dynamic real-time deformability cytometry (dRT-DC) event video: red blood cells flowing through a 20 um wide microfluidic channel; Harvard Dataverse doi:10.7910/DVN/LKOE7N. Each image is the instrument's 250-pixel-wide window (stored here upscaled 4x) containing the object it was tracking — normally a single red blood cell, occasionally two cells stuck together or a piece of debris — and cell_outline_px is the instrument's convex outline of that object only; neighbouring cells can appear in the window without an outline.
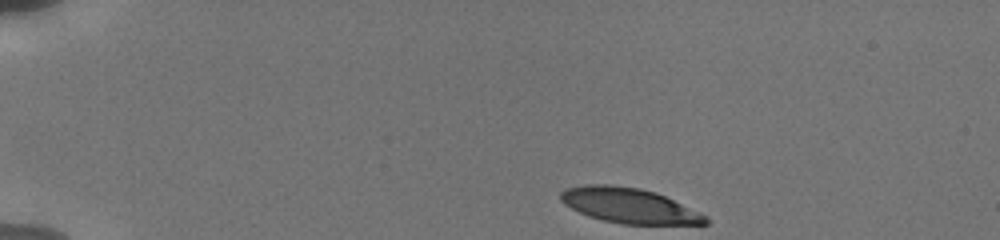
{"species": "human", "species_latin": "Homo sapiens", "temperature_condition": "cold", "stored_images_in_passage": 6, "camera_frame_rate_fps": 3000, "um_per_image_px": 0.085, "donor": {"sex": "male"}, "frame": {"image": 1, "passage_image": 1, "time_ms": 0.0, "image_size_px": [1000, 240], "cell_outline_px": [[708, 224], [624, 224], [604, 220], [588, 216], [564, 204], [560, 200], [560, 192], [564, 188], [584, 184], [612, 184], [640, 188], [656, 192], [708, 216]], "centroid_in_image_um": [53.45, 17.46], "position_along_channel_um": 31.5, "area_um2": 29.65}}
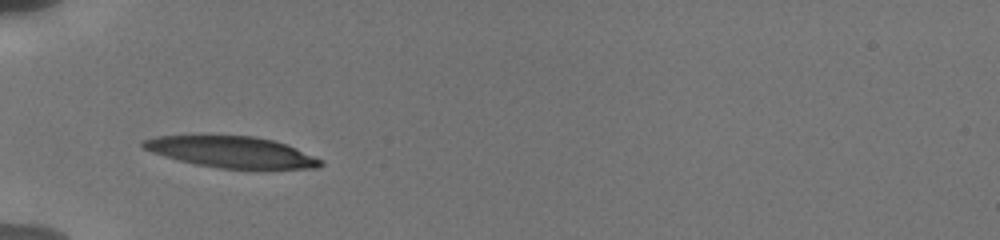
{"frame": {"image": 2, "passage_image": 5, "time_ms": 3.0, "image_size_px": [1000, 240], "cell_outline_px": [[324, 164], [320, 168], [220, 168], [196, 164], [164, 156], [152, 152], [144, 148], [140, 144], [140, 140], [156, 136], [200, 132], [252, 136], [272, 140], [284, 144], [324, 160]], "centroid_in_image_um": [19.56, 12.86], "position_along_channel_um": 65.4, "area_um2": 33.12}}